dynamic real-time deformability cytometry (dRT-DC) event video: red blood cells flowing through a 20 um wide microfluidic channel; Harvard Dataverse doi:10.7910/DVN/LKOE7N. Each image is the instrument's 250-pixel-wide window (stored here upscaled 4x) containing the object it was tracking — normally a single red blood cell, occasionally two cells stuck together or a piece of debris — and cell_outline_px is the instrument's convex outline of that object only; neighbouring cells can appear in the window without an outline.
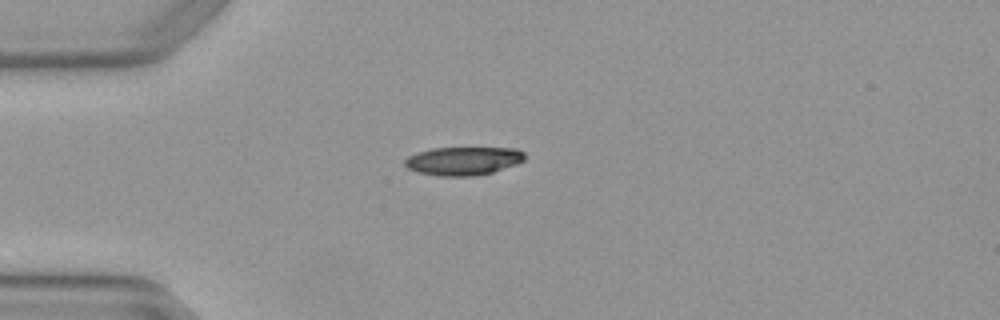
{"species": "Egyptian fruit bat (a non-hibernating species)", "species_latin": "Rousettus aegyptiacus", "temperature_condition": "warm", "stored_images_in_passage": 4, "camera_frame_rate_fps": 3000, "um_per_image_px": 0.085, "animal": {"sex": "female"}, "frame": {"image": 1, "passage_image": 4, "time_ms": 1.0, "image_size_px": [1000, 320], "cell_outline_px": [[524, 160], [516, 164], [492, 172], [472, 176], [440, 176], [420, 172], [408, 168], [404, 164], [404, 160], [408, 156], [416, 152], [432, 148], [516, 148], [524, 152]], "centroid_in_image_um": [39.36, 13.67], "position_along_channel_um": 45.6, "area_um2": 19.71}}